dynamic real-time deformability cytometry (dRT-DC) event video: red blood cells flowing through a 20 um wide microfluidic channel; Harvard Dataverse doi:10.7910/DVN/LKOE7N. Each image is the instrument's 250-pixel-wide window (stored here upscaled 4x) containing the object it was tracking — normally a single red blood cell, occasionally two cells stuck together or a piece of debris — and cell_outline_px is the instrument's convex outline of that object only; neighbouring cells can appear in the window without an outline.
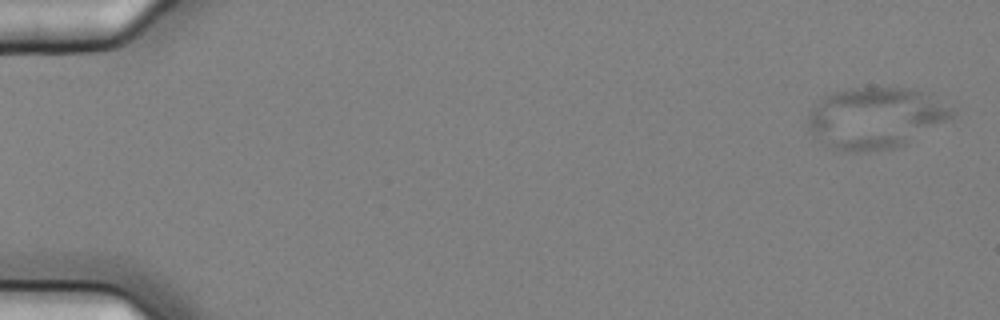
{"species": "common noctule bat (a hibernating species)", "species_latin": "Nyctalus noctula", "temperature_condition": "cold", "stored_images_in_passage": 9, "camera_frame_rate_fps": 3000, "um_per_image_px": 0.085, "animal": {"sex": "female", "body_mass_g": 25.1}, "frame": {"image": 1, "passage_image": 2, "time_ms": 0.333, "image_size_px": [1000, 320], "cell_outline_px": [[952, 116], [904, 144], [896, 148], [832, 148], [812, 136], [808, 128], [808, 116], [816, 104], [824, 96], [836, 92], [856, 88], [908, 88], [924, 92], [948, 108], [952, 112]], "centroid_in_image_um": [74.34, 9.98], "position_along_channel_um": 10.7, "area_um2": 49.01}}
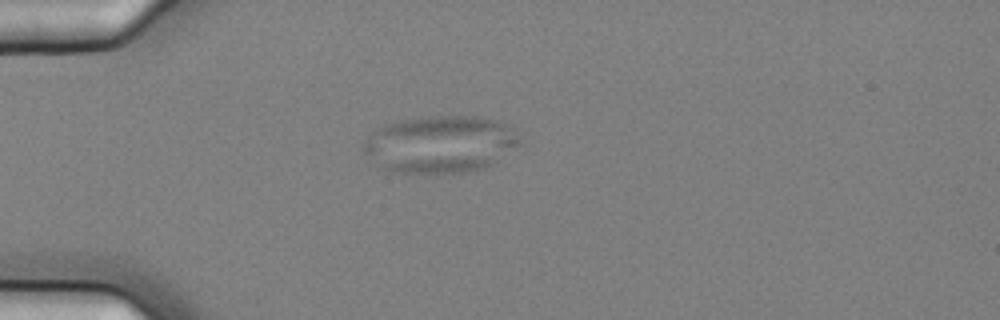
{"frame": {"image": 2, "passage_image": 6, "time_ms": 1.667, "image_size_px": [1000, 320], "cell_outline_px": [[520, 144], [496, 160], [476, 172], [436, 176], [388, 172], [364, 152], [360, 148], [364, 140], [372, 132], [384, 124], [400, 120], [428, 116], [480, 116], [500, 120], [520, 140]], "centroid_in_image_um": [37.35, 12.3], "position_along_channel_um": 47.6, "area_um2": 52.89}}
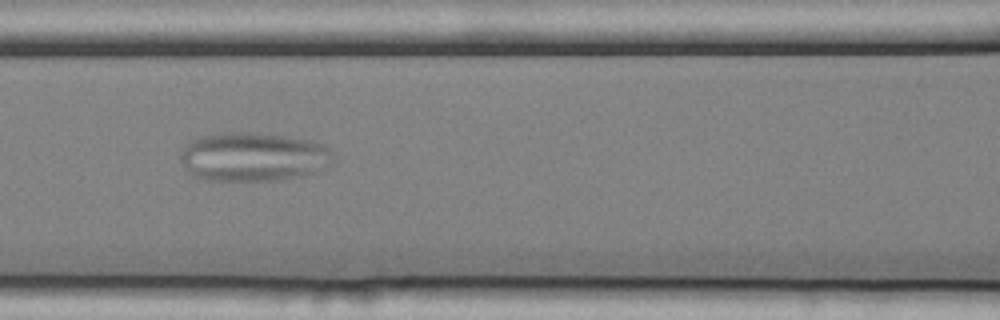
{"frame": {"image": 3, "passage_image": 9, "time_ms": 2.667, "image_size_px": [1000, 320], "cell_outline_px": [[336, 160], [304, 176], [276, 180], [204, 180], [192, 176], [180, 160], [180, 152], [184, 144], [192, 140], [204, 136], [224, 132], [252, 132], [284, 136], [308, 140], [324, 144], [332, 152]], "centroid_in_image_um": [21.5, 13.33], "position_along_channel_um": 145.1, "area_um2": 43.58}}